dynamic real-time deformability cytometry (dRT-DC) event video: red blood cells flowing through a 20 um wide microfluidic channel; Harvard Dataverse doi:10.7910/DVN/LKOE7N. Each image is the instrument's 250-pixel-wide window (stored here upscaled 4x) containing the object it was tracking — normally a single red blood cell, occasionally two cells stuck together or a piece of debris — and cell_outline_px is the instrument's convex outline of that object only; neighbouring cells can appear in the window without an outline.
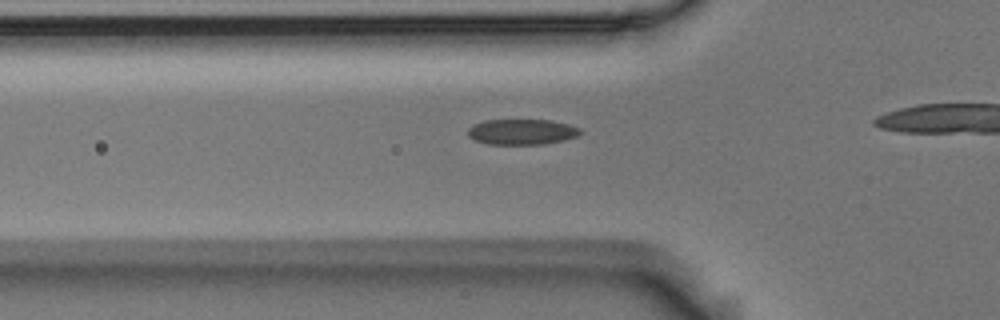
{"species": "Egyptian fruit bat (a non-hibernating species)", "species_latin": "Rousettus aegyptiacus", "temperature_condition": "room temperature", "stored_images_in_passage": 17, "camera_frame_rate_fps": 3000, "um_per_image_px": 0.085, "animal": {"sex": "male"}, "frame": {"image": 1, "passage_image": 12, "time_ms": 3.667, "image_size_px": [1000, 320], "cell_outline_px": [[584, 132], [576, 136], [560, 140], [540, 144], [488, 144], [472, 140], [468, 136], [468, 128], [484, 120], [552, 120], [568, 124], [580, 128]], "centroid_in_image_um": [44.33, 11.2], "position_along_channel_um": 81.5, "area_um2": 16.65}}
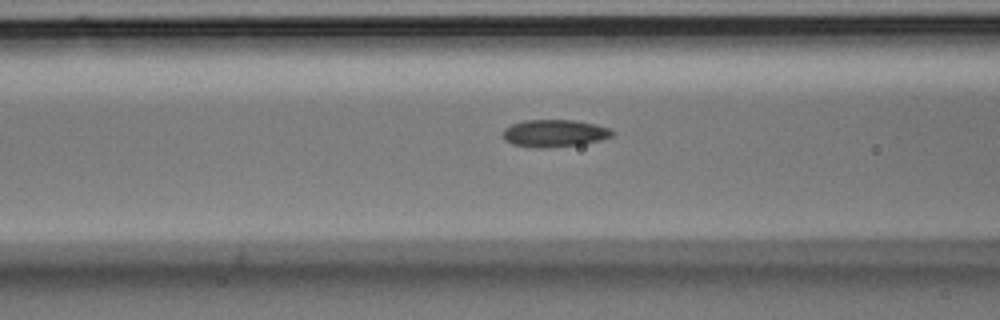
{"frame": {"image": 2, "passage_image": 15, "time_ms": 4.667, "image_size_px": [1000, 320], "cell_outline_px": [[616, 132], [612, 136], [600, 140], [584, 144], [540, 148], [536, 148], [512, 144], [504, 140], [504, 128], [512, 124], [524, 120], [576, 120], [596, 124], [612, 128]], "centroid_in_image_um": [47.17, 11.32], "position_along_channel_um": 119.4, "area_um2": 17.57}}